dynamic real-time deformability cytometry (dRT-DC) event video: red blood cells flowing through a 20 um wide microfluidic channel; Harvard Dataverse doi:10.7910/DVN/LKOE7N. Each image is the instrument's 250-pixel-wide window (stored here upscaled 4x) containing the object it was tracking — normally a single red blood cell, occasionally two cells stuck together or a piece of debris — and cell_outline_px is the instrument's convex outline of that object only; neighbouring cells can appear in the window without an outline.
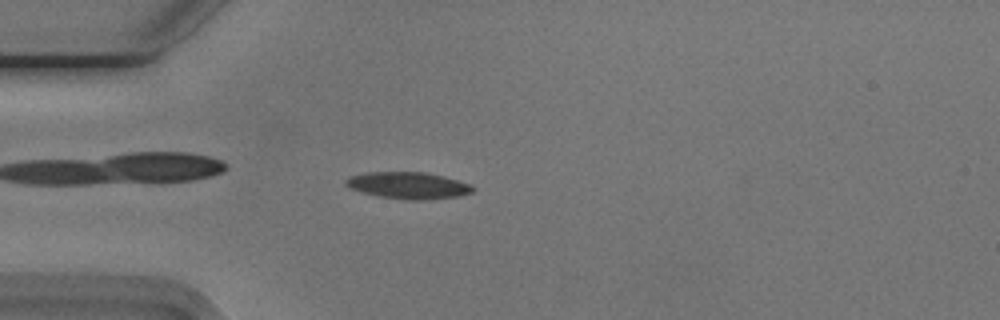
{"species": "Egyptian fruit bat (a non-hibernating species)", "species_latin": "Rousettus aegyptiacus", "temperature_condition": "cold", "stored_images_in_passage": 53, "camera_frame_rate_fps": 3000, "um_per_image_px": 0.085, "animal": {"sex": "male"}, "frame": {"image": 1, "passage_image": 14, "time_ms": 4.333, "image_size_px": [1000, 320], "cell_outline_px": [[476, 188], [472, 192], [460, 196], [428, 200], [408, 200], [380, 196], [364, 192], [352, 188], [344, 184], [344, 180], [348, 176], [364, 172], [424, 172], [444, 176], [468, 184]], "centroid_in_image_um": [34.7, 15.76], "position_along_channel_um": 50.3, "area_um2": 19.77}}
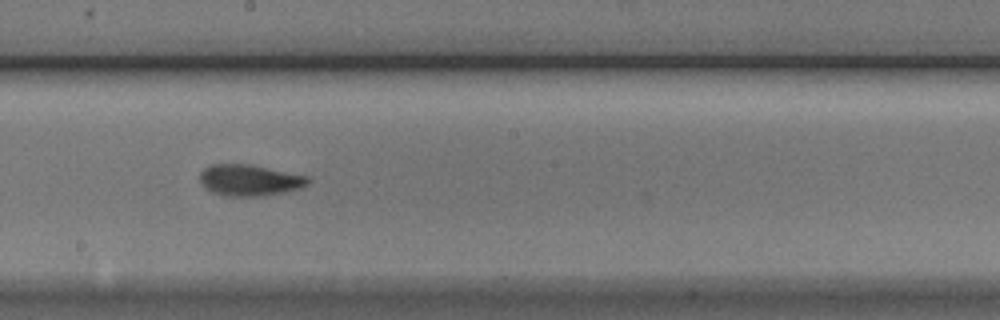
{"frame": {"image": 2, "passage_image": 29, "time_ms": 9.333, "image_size_px": [1000, 320], "cell_outline_px": [[312, 180], [308, 184], [300, 188], [284, 192], [264, 196], [228, 196], [212, 192], [200, 180], [200, 172], [204, 168], [212, 164], [252, 164], [308, 176]], "centroid_in_image_um": [21.26, 15.3], "position_along_channel_um": 226.9, "area_um2": 19.71}}
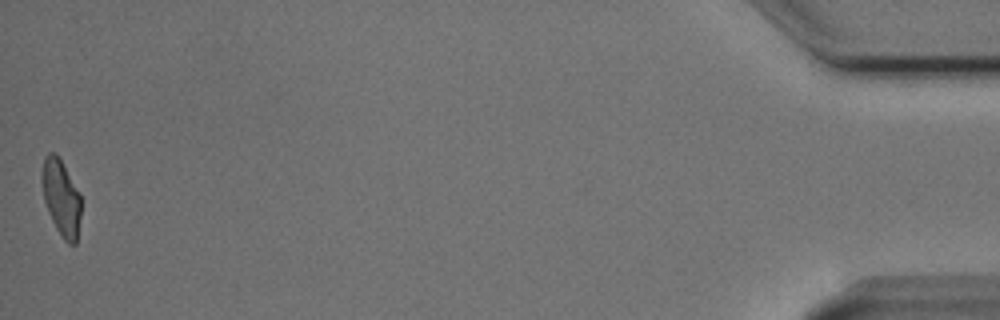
{"frame": {"image": 3, "passage_image": 53, "time_ms": 17.333, "image_size_px": [1000, 320], "cell_outline_px": [[80, 216], [76, 244], [68, 244], [64, 240], [56, 228], [48, 212], [44, 200], [40, 180], [40, 176], [44, 156], [48, 152], [56, 152], [80, 192]], "centroid_in_image_um": [5.17, 16.76], "position_along_channel_um": 430.0, "area_um2": 17.57}, "authors_computed_cell_mechanics": {"area_um2": 18.6116, "velocity_mm_per_s": 3.7702, "shape_relaxation_time_tau1_ms": 4.3769, "shape_relaxation_time_tau2_ms": 2.8968, "deformation_change_tau1": 0.1526, "deformation_change_tau2": 0.0904}}